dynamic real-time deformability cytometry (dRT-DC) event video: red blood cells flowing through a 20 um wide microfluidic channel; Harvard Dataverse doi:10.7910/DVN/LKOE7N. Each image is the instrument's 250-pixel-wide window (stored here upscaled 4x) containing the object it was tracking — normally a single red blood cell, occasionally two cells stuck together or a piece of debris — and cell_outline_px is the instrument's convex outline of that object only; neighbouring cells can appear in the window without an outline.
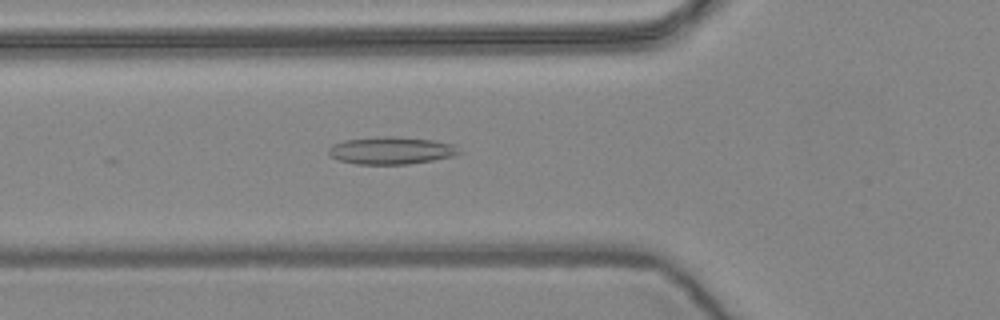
{"species": "common noctule bat (a hibernating species)", "species_latin": "Nyctalus noctula", "temperature_condition": "warm", "stored_images_in_passage": 31, "camera_frame_rate_fps": 3000, "um_per_image_px": 0.085, "animal": {"sex": "female", "body_mass_g": 24.6, "forearm_length_mm": 56.2}, "frame": {"image": 1, "passage_image": 20, "time_ms": 6.333, "image_size_px": [1000, 320], "cell_outline_px": [[460, 152], [456, 156], [408, 164], [356, 164], [340, 160], [328, 156], [328, 148], [332, 144], [344, 140], [380, 136], [392, 136], [432, 140], [452, 144]], "centroid_in_image_um": [33.2, 12.79], "position_along_channel_um": 92.6, "area_um2": 20.81}}
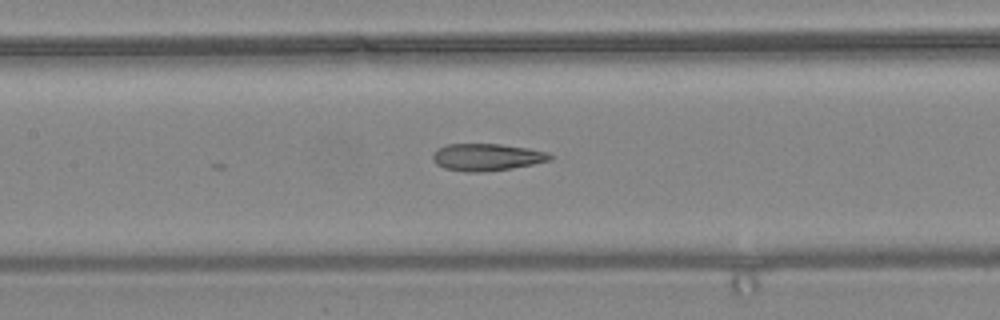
{"frame": {"image": 2, "passage_image": 26, "time_ms": 8.333, "image_size_px": [1000, 320], "cell_outline_px": [[556, 156], [552, 160], [512, 168], [484, 172], [468, 172], [444, 168], [436, 164], [432, 160], [432, 156], [436, 148], [448, 144], [500, 144], [528, 148], [548, 152]], "centroid_in_image_um": [41.39, 13.35], "position_along_channel_um": 166.0, "area_um2": 18.73}}
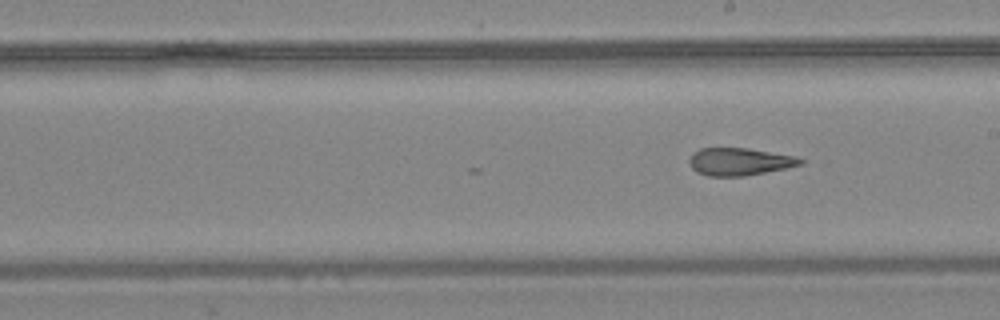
{"frame": {"image": 3, "passage_image": 31, "time_ms": 10.0, "image_size_px": [1000, 320], "cell_outline_px": [[804, 164], [744, 176], [708, 176], [696, 172], [688, 164], [688, 160], [692, 152], [700, 148], [748, 148], [796, 156], [804, 160]], "centroid_in_image_um": [62.82, 13.73], "position_along_channel_um": 226.2, "area_um2": 17.92}}